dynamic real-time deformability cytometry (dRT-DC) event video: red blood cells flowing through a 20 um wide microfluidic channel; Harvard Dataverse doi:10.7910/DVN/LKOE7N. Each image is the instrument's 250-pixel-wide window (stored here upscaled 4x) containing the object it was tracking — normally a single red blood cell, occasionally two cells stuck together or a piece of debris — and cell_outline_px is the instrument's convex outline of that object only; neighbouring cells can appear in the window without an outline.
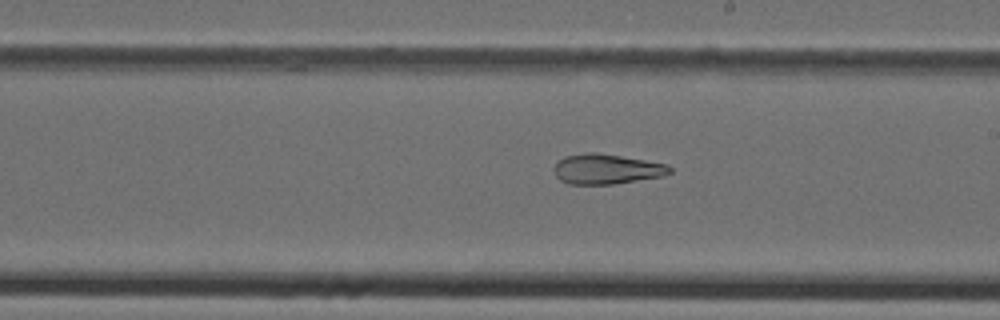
{"species": "Egyptian fruit bat (a non-hibernating species)", "species_latin": "Rousettus aegyptiacus", "temperature_condition": "cold", "stored_images_in_passage": 46, "camera_frame_rate_fps": 3000, "um_per_image_px": 0.085, "animal": {"sex": "female"}, "frame": {"image": 1, "passage_image": 27, "time_ms": 8.667, "image_size_px": [1000, 320], "cell_outline_px": [[672, 172], [664, 176], [612, 184], [568, 184], [560, 180], [556, 176], [552, 168], [564, 156], [588, 152], [596, 152], [668, 164], [672, 168]], "centroid_in_image_um": [51.56, 14.37], "position_along_channel_um": 237.4, "area_um2": 20.29}}
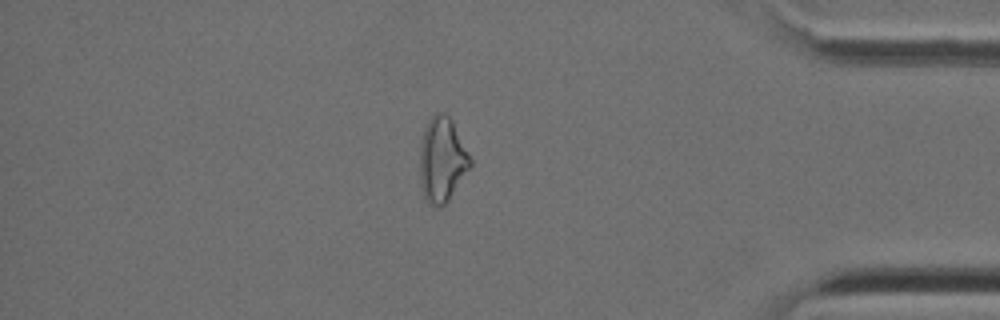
{"frame": {"image": 2, "passage_image": 40, "time_ms": 13.0, "image_size_px": [1000, 320], "cell_outline_px": [[472, 164], [448, 200], [440, 208], [436, 208], [428, 204], [424, 200], [420, 180], [420, 140], [424, 128], [428, 120], [436, 112], [444, 112], [452, 120], [472, 160]], "centroid_in_image_um": [37.55, 13.58], "position_along_channel_um": 397.7, "area_um2": 25.03}}